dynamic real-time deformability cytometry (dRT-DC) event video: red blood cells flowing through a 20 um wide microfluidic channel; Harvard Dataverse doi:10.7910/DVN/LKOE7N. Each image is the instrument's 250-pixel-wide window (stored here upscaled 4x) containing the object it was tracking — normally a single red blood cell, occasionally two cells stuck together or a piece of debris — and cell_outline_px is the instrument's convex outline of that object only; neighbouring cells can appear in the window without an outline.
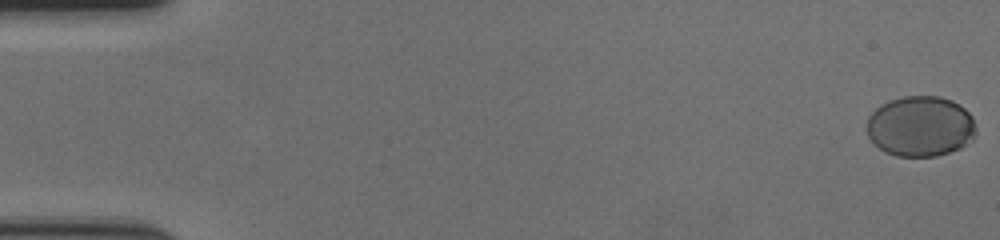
{"species": "human", "species_latin": "Homo sapiens", "temperature_condition": "cold", "stored_images_in_passage": 60, "camera_frame_rate_fps": 3000, "um_per_image_px": 0.085, "donor": {"sex": "female"}, "frame": {"image": 1, "passage_image": 1, "time_ms": 0.0, "image_size_px": [1000, 240], "cell_outline_px": [[976, 132], [972, 140], [968, 144], [960, 148], [936, 156], [896, 156], [884, 152], [868, 136], [868, 116], [880, 104], [888, 100], [904, 96], [940, 96], [952, 100], [960, 104], [972, 116], [976, 128]], "centroid_in_image_um": [78.25, 10.72], "position_along_channel_um": 6.7, "area_um2": 38.73}}
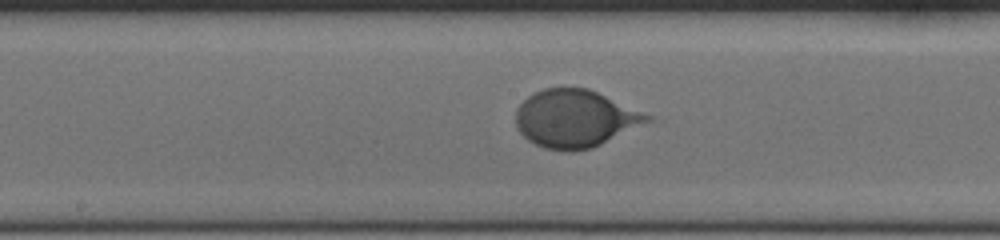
{"frame": {"image": 2, "passage_image": 32, "time_ms": 10.333, "image_size_px": [1000, 240], "cell_outline_px": [[652, 120], [592, 148], [568, 152], [564, 152], [544, 148], [528, 140], [516, 128], [516, 108], [532, 92], [544, 88], [588, 88], [652, 116]], "centroid_in_image_um": [48.84, 10.09], "position_along_channel_um": 199.4, "area_um2": 43.93}}
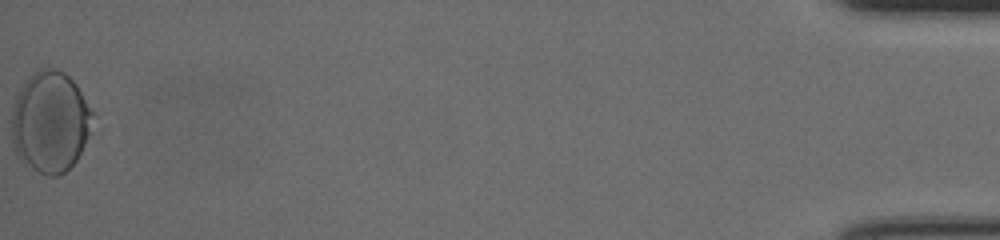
{"frame": {"image": 3, "passage_image": 60, "time_ms": 19.667, "image_size_px": [1000, 240], "cell_outline_px": [[96, 128], [76, 160], [64, 172], [56, 176], [48, 176], [32, 168], [16, 156], [12, 140], [12, 112], [16, 96], [24, 80], [32, 72], [40, 68], [56, 68], [64, 72], [76, 84], [96, 112]], "centroid_in_image_um": [4.34, 10.34], "position_along_channel_um": 430.9, "area_um2": 48.96}}